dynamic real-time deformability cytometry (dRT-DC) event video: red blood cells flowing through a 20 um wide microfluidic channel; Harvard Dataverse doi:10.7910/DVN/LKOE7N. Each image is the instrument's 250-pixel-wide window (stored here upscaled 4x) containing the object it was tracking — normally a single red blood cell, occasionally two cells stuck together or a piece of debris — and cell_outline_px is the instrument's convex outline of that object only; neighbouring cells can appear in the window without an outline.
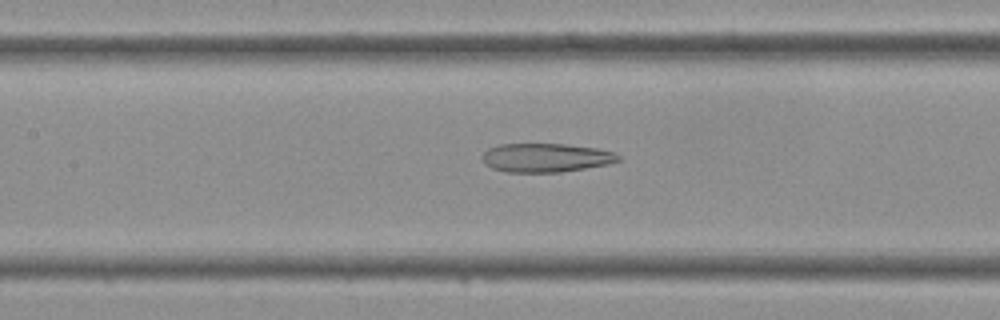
{"species": "Egyptian fruit bat (a non-hibernating species)", "species_latin": "Rousettus aegyptiacus", "temperature_condition": "cold", "stored_images_in_passage": 41, "camera_frame_rate_fps": 3000, "um_per_image_px": 0.085, "frame": {"image": 1, "passage_image": 18, "time_ms": 5.667, "image_size_px": [1000, 320], "cell_outline_px": [[620, 160], [608, 164], [560, 172], [504, 172], [492, 168], [484, 164], [480, 156], [488, 148], [500, 144], [564, 144], [596, 148], [616, 152], [620, 156]], "centroid_in_image_um": [46.36, 13.4], "position_along_channel_um": 161.0, "area_um2": 22.95}}
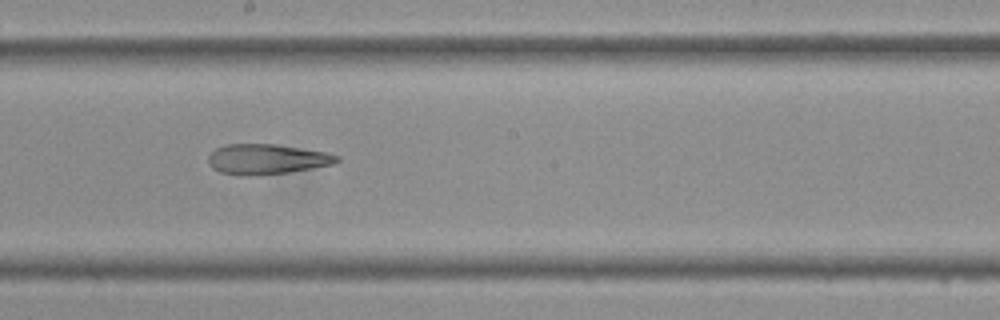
{"frame": {"image": 2, "passage_image": 22, "time_ms": 7.0, "image_size_px": [1000, 320], "cell_outline_px": [[340, 160], [332, 164], [288, 172], [252, 176], [240, 176], [220, 172], [212, 168], [208, 164], [208, 156], [216, 148], [228, 144], [272, 144], [328, 152], [340, 156]], "centroid_in_image_um": [22.65, 13.53], "position_along_channel_um": 225.6, "area_um2": 22.6}}
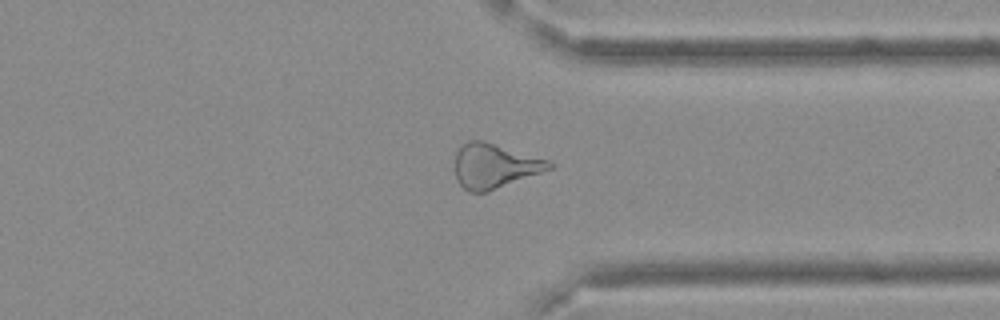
{"frame": {"image": 3, "passage_image": 31, "time_ms": 10.0, "image_size_px": [1000, 320], "cell_outline_px": [[556, 164], [552, 168], [488, 192], [468, 192], [456, 180], [456, 152], [460, 144], [468, 140], [484, 140], [548, 160]], "centroid_in_image_um": [42.01, 14.09], "position_along_channel_um": 369.4, "area_um2": 24.51}}